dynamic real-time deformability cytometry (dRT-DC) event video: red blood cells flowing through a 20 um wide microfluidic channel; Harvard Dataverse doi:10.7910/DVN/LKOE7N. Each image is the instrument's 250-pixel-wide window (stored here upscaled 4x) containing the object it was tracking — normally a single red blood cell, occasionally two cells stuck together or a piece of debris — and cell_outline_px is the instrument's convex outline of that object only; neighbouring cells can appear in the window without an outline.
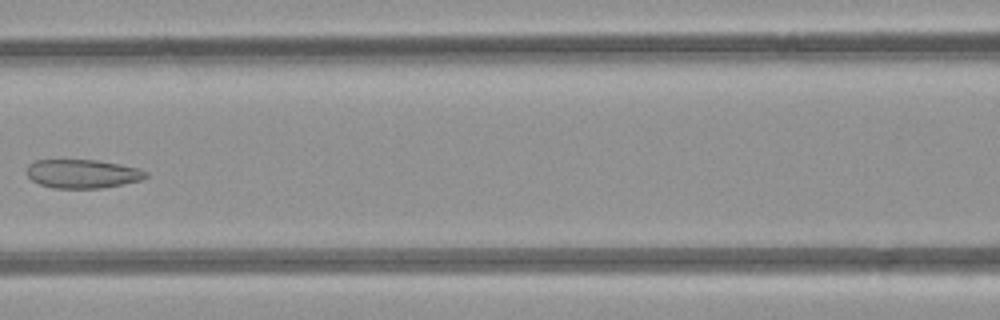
{"species": "common noctule bat (a hibernating species)", "species_latin": "Nyctalus noctula", "temperature_condition": "room temperature", "stored_images_in_passage": 7, "camera_frame_rate_fps": 3000, "um_per_image_px": 0.085, "animal": {"sex": "female", "body_mass_g": 21.9}, "frame": {"image": 1, "passage_image": 7, "time_ms": 6.667, "image_size_px": [1000, 320], "cell_outline_px": [[148, 176], [140, 180], [124, 184], [100, 188], [52, 188], [40, 184], [32, 180], [24, 172], [28, 164], [36, 160], [96, 160], [120, 164], [136, 168], [148, 172]], "centroid_in_image_um": [6.98, 14.77], "position_along_channel_um": 159.6, "area_um2": 20.0}}